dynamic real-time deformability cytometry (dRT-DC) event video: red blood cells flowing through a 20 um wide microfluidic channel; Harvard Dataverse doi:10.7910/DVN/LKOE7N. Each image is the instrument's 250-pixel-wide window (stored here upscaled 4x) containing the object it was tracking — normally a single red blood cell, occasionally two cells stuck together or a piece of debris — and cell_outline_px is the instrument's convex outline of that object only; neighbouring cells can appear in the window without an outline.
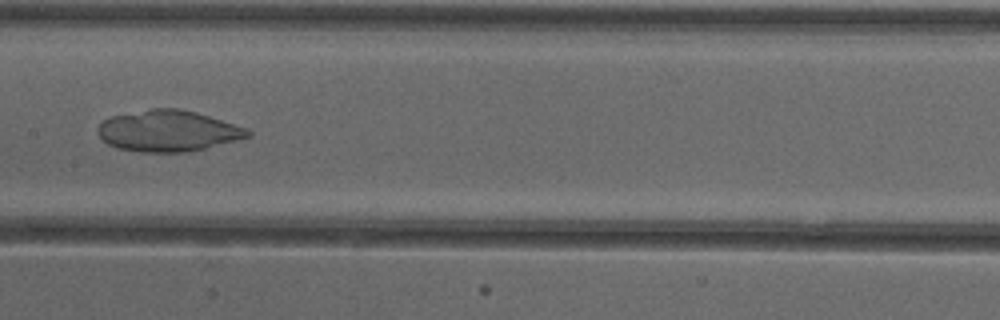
{"species": "common noctule bat (a hibernating species)", "species_latin": "Nyctalus noctula", "temperature_condition": "cold", "stored_images_in_passage": 53, "camera_frame_rate_fps": 3000, "um_per_image_px": 0.085, "animal": {"sex": "female"}, "frame": {"image": 1, "passage_image": 27, "time_ms": 8.667, "image_size_px": [1000, 320], "cell_outline_px": [[252, 136], [188, 152], [140, 152], [116, 148], [108, 144], [96, 132], [96, 128], [104, 120], [112, 116], [152, 108], [176, 108], [196, 112], [248, 128], [252, 132]], "centroid_in_image_um": [14.28, 11.13], "position_along_channel_um": 193.1, "area_um2": 35.89}}
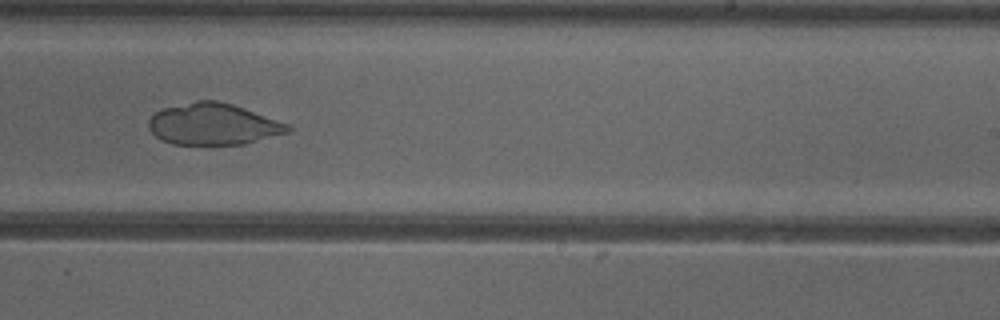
{"frame": {"image": 2, "passage_image": 33, "time_ms": 10.667, "image_size_px": [1000, 320], "cell_outline_px": [[292, 132], [244, 144], [172, 144], [156, 136], [148, 128], [148, 120], [160, 108], [196, 100], [216, 100], [232, 104], [292, 124]], "centroid_in_image_um": [18.17, 10.54], "position_along_channel_um": 270.8, "area_um2": 33.99}}
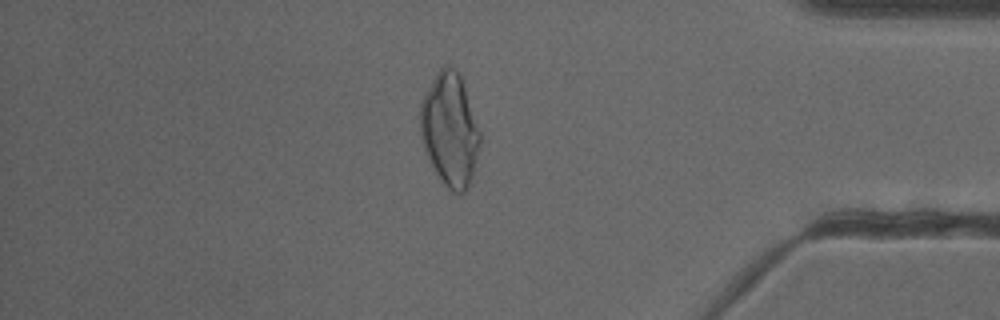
{"frame": {"image": 3, "passage_image": 45, "time_ms": 14.667, "image_size_px": [1000, 320], "cell_outline_px": [[480, 144], [472, 176], [468, 188], [464, 192], [452, 192], [440, 180], [424, 148], [420, 136], [420, 104], [424, 92], [436, 72], [444, 64], [448, 64], [460, 76], [480, 132]], "centroid_in_image_um": [38.21, 11.01], "position_along_channel_um": 397.0, "area_um2": 39.02}}